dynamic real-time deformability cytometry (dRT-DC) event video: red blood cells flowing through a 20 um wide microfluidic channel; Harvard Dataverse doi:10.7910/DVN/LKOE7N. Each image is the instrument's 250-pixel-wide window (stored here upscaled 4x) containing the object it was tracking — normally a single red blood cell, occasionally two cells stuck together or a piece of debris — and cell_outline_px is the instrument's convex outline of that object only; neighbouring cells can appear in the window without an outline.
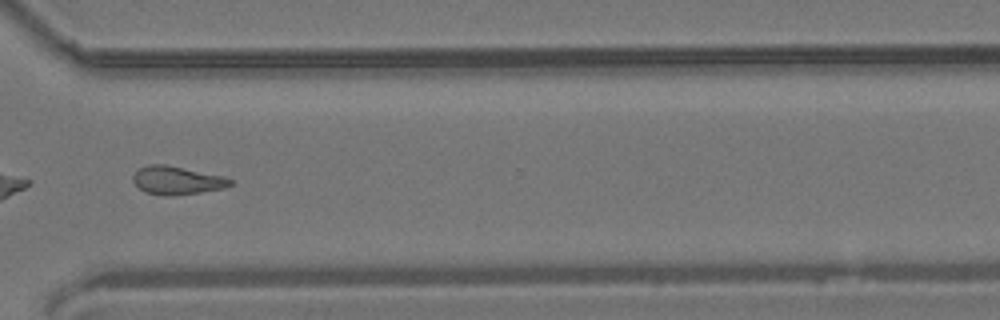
{"species": "common noctule bat (a hibernating species)", "species_latin": "Nyctalus noctula", "temperature_condition": "room temperature", "stored_images_in_passage": 52, "camera_frame_rate_fps": 3000, "um_per_image_px": 0.085, "animal": {"sex": "male", "body_mass_g": 19.2, "forearm_length_mm": 51.8}, "frame": {"image": 1, "passage_image": 37, "time_ms": 12.0, "image_size_px": [1000, 320], "cell_outline_px": [[236, 180], [232, 184], [224, 188], [200, 192], [168, 196], [164, 196], [144, 192], [132, 180], [132, 176], [140, 168], [148, 164], [164, 164], [224, 176]], "centroid_in_image_um": [15.06, 15.33], "position_along_channel_um": 355.5, "area_um2": 16.01}, "authors_computed_cell_mechanics": {"area_um2": 16.0106, "velocity_mm_per_s": 3.8388, "shape_relaxation_time_tau1_ms": null, "shape_relaxation_time_tau2_ms": 6.9643, "deformation_change_tau1": null, "deformation_change_tau2": 0.1737}}